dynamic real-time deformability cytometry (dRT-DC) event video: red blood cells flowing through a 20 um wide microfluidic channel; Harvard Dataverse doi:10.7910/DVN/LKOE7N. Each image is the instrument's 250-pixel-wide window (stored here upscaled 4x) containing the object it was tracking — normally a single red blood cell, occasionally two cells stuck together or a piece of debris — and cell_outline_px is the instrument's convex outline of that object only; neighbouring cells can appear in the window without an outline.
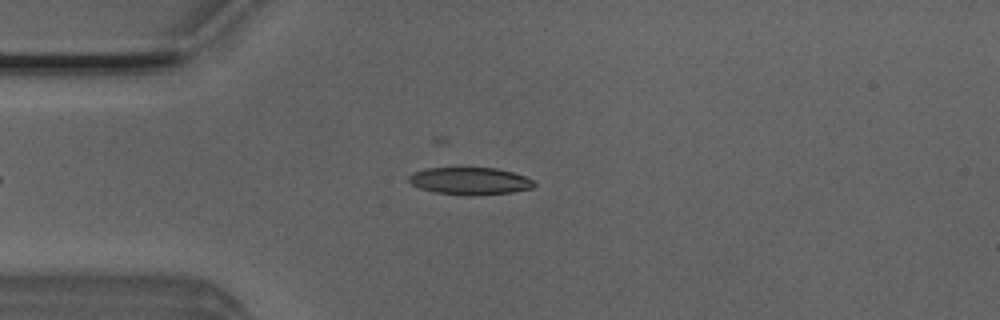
{"species": "Egyptian fruit bat (a non-hibernating species)", "species_latin": "Rousettus aegyptiacus", "temperature_condition": "room temperature", "stored_images_in_passage": 10, "camera_frame_rate_fps": 3000, "um_per_image_px": 0.085, "animal": {"sex": "male"}, "frame": {"image": 1, "passage_image": 4, "time_ms": 1.0, "image_size_px": [1000, 320], "cell_outline_px": [[536, 184], [532, 188], [512, 192], [476, 196], [460, 196], [432, 192], [420, 188], [412, 184], [408, 180], [408, 176], [412, 172], [424, 168], [496, 168], [512, 172], [524, 176], [532, 180]], "centroid_in_image_um": [39.9, 15.4], "position_along_channel_um": 45.1, "area_um2": 20.23}}